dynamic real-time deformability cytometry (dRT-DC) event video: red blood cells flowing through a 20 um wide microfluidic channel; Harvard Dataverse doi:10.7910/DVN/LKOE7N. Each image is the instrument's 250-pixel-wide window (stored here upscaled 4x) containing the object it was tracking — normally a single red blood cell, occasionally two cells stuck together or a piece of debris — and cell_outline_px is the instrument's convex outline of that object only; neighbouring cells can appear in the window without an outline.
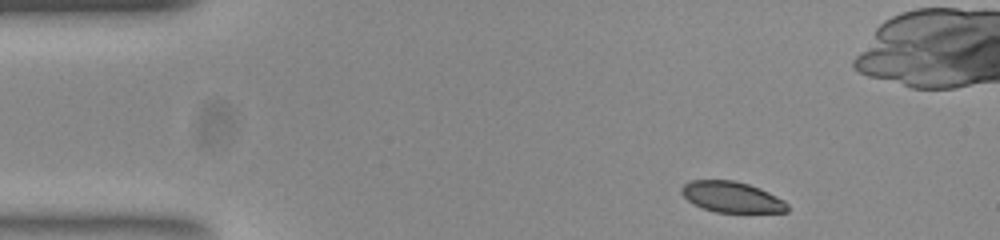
{"species": "common noctule bat (a hibernating species)", "species_latin": "Nyctalus noctula", "temperature_condition": "room temperature", "stored_images_in_passage": 49, "camera_frame_rate_fps": 3000, "um_per_image_px": 0.085, "animal": {"sex": "female", "body_mass_g": 23.0, "forearm_length_mm": 53.4}, "frame": {"image": 1, "passage_image": 2, "time_ms": 0.333, "image_size_px": [1000, 240], "cell_outline_px": [[788, 212], [716, 212], [704, 208], [688, 200], [680, 192], [680, 188], [684, 184], [692, 180], [732, 180], [748, 184], [760, 188], [784, 200], [788, 204]], "centroid_in_image_um": [62.21, 16.74], "position_along_channel_um": 22.8, "area_um2": 18.84}}
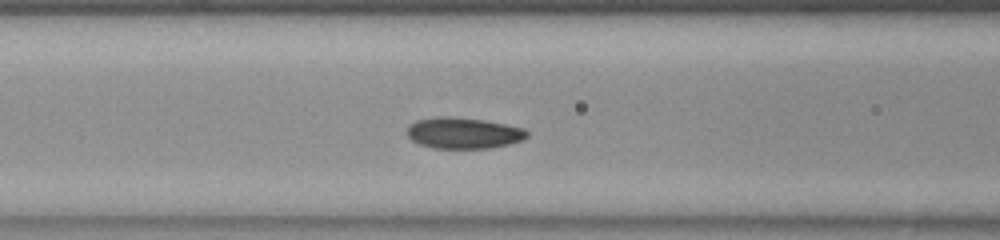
{"frame": {"image": 2, "passage_image": 16, "time_ms": 5.0, "image_size_px": [1000, 240], "cell_outline_px": [[528, 136], [520, 140], [508, 144], [488, 148], [432, 148], [420, 144], [412, 140], [408, 136], [408, 124], [416, 120], [436, 116], [448, 116], [484, 120], [524, 128], [528, 132]], "centroid_in_image_um": [39.36, 11.3], "position_along_channel_um": 127.2, "area_um2": 21.68}}
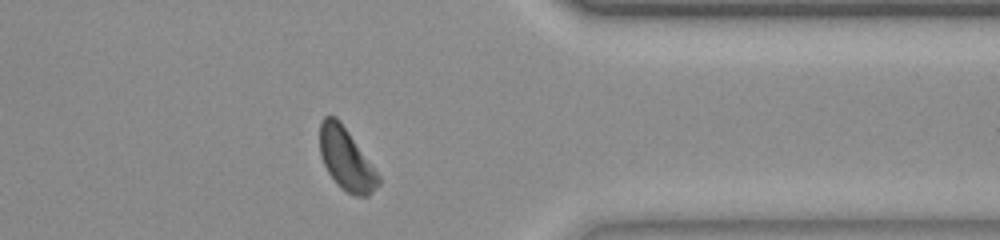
{"frame": {"image": 3, "passage_image": 37, "time_ms": 12.0, "image_size_px": [1000, 240], "cell_outline_px": [[380, 184], [368, 196], [352, 196], [340, 188], [336, 184], [328, 172], [320, 156], [320, 120], [324, 116], [336, 116], [340, 120], [380, 176]], "centroid_in_image_um": [29.41, 13.54], "position_along_channel_um": 382.0, "area_um2": 21.27}, "authors_computed_cell_mechanics": {"area_um2": 21.1548, "velocity_mm_per_s": 3.8456, "shape_relaxation_time_tau1_ms": 2.3965, "shape_relaxation_time_tau2_ms": null, "deformation_change_tau1": 0.0949, "deformation_change_tau2": null}}